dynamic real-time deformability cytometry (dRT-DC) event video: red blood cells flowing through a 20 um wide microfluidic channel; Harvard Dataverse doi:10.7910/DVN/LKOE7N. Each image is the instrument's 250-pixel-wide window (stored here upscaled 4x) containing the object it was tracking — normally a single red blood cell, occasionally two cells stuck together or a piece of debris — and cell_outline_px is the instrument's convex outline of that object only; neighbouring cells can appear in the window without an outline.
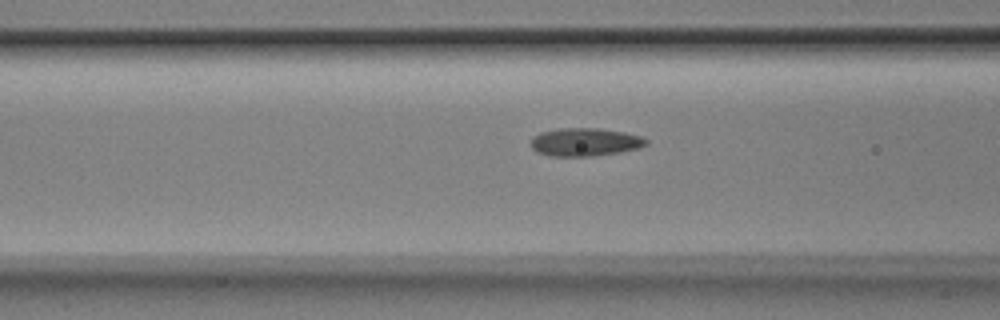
{"species": "Egyptian fruit bat (a non-hibernating species)", "species_latin": "Rousettus aegyptiacus", "temperature_condition": "room temperature", "stored_images_in_passage": 14, "camera_frame_rate_fps": 3000, "um_per_image_px": 0.085, "animal": {"sex": "male"}, "frame": {"image": 1, "passage_image": 12, "time_ms": 3.667, "image_size_px": [1000, 320], "cell_outline_px": [[648, 144], [640, 148], [620, 152], [592, 156], [552, 156], [536, 152], [528, 144], [532, 136], [540, 132], [560, 128], [600, 128], [624, 132], [644, 136], [648, 140]], "centroid_in_image_um": [49.72, 12.07], "position_along_channel_um": 116.9, "area_um2": 19.25}}